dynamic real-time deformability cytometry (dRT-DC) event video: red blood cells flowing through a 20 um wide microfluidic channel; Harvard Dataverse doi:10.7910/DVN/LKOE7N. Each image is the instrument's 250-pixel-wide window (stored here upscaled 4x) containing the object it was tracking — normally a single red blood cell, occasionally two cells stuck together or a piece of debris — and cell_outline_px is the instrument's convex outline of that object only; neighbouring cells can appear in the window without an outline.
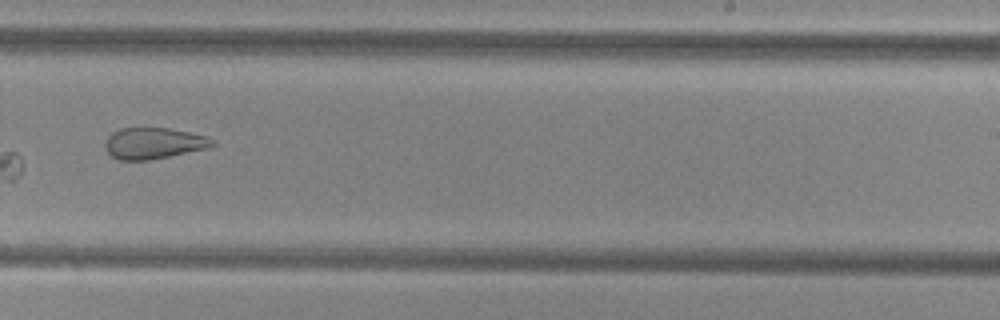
{"species": "common noctule bat (a hibernating species)", "species_latin": "Nyctalus noctula", "temperature_condition": "cold", "stored_images_in_passage": 8, "camera_frame_rate_fps": 3000, "um_per_image_px": 0.085, "animal": {"sex": "female", "body_mass_g": 29.2, "forearm_length_mm": 56.3}, "frame": {"image": 1, "passage_image": 8, "time_ms": 8.333, "image_size_px": [1000, 320], "cell_outline_px": [[216, 144], [208, 148], [148, 160], [120, 160], [112, 156], [108, 152], [104, 144], [108, 136], [112, 132], [120, 128], [168, 128], [208, 136], [216, 140]], "centroid_in_image_um": [13.08, 12.17], "position_along_channel_um": 275.9, "area_um2": 19.48}}